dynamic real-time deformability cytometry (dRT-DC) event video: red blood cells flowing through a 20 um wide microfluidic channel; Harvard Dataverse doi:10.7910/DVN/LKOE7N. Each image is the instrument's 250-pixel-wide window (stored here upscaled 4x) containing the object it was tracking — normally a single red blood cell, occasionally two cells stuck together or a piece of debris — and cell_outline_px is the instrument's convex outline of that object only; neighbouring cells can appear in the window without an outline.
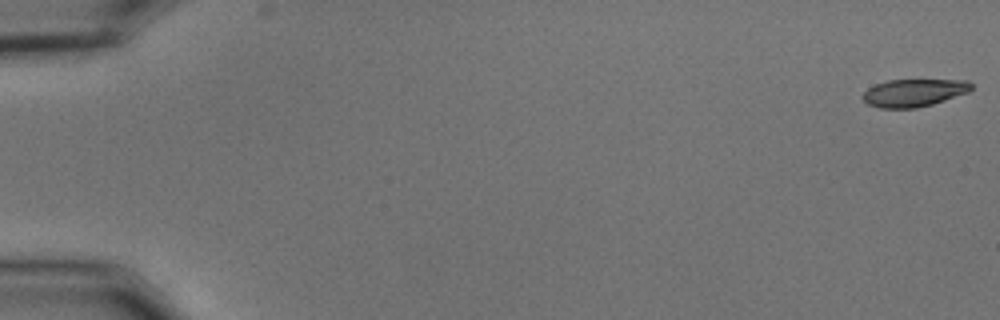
{"species": "common noctule bat (a hibernating species)", "species_latin": "Nyctalus noctula", "temperature_condition": "cold", "stored_images_in_passage": 56, "camera_frame_rate_fps": 3000, "um_per_image_px": 0.085, "animal": {"sex": "male", "body_mass_g": 15.6}, "frame": {"image": 1, "passage_image": 1, "time_ms": 0.0, "image_size_px": [1000, 320], "cell_outline_px": [[972, 88], [968, 92], [932, 104], [916, 108], [880, 108], [868, 104], [860, 96], [868, 88], [876, 84], [888, 80], [968, 80], [972, 84]], "centroid_in_image_um": [77.66, 7.88], "position_along_channel_um": 7.3, "area_um2": 17.4}}
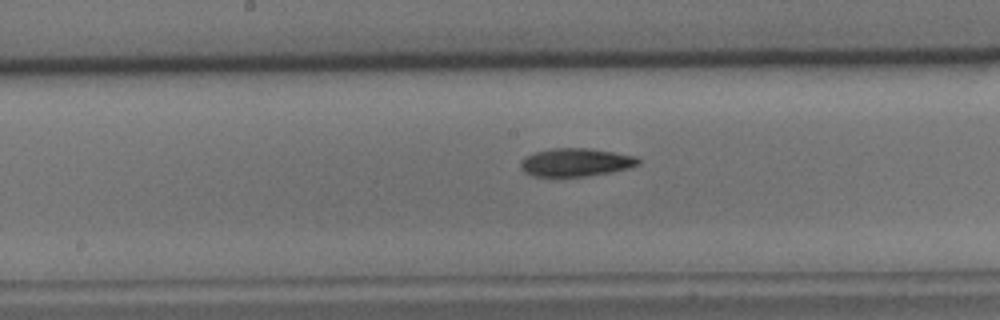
{"frame": {"image": 2, "passage_image": 30, "time_ms": 9.667, "image_size_px": [1000, 320], "cell_outline_px": [[640, 164], [628, 168], [612, 172], [588, 176], [532, 176], [524, 172], [520, 168], [520, 160], [524, 156], [536, 152], [552, 148], [588, 148], [636, 156], [640, 160]], "centroid_in_image_um": [48.91, 13.8], "position_along_channel_um": 199.3, "area_um2": 19.36}}
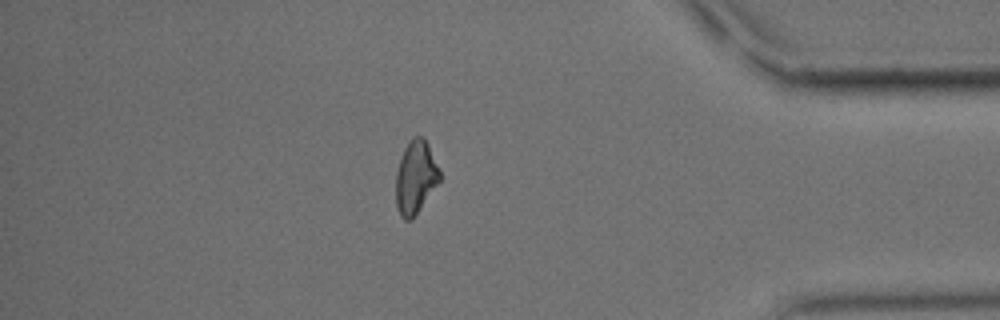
{"frame": {"image": 3, "passage_image": 49, "time_ms": 16.0, "image_size_px": [1000, 320], "cell_outline_px": [[440, 180], [412, 220], [404, 220], [400, 216], [396, 208], [396, 172], [404, 148], [412, 136], [420, 136], [428, 144], [440, 172]], "centroid_in_image_um": [35.3, 15.09], "position_along_channel_um": 399.9, "area_um2": 18.5}, "authors_computed_cell_mechanics": {"area_um2": 19.074, "velocity_mm_per_s": 3.6323, "shape_relaxation_time_tau1_ms": 5.0252, "shape_relaxation_time_tau2_ms": null, "deformation_change_tau1": 0.1543, "deformation_change_tau2": null}}